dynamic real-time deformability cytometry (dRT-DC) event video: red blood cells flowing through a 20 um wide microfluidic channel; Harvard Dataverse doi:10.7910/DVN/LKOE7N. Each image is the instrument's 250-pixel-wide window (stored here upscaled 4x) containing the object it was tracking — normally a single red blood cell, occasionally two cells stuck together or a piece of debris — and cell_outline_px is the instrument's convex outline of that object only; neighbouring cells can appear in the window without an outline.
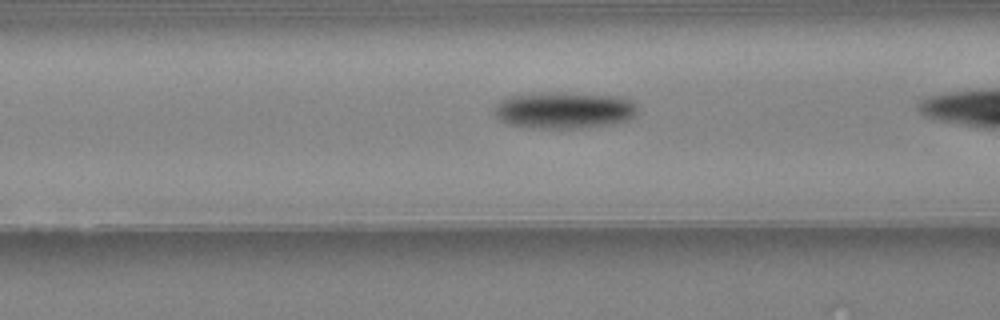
{"species": "Egyptian fruit bat (a non-hibernating species)", "species_latin": "Rousettus aegyptiacus", "temperature_condition": "warm", "stored_images_in_passage": 44, "camera_frame_rate_fps": 3000, "um_per_image_px": 0.085, "animal": {"sex": "female"}, "frame": {"image": 1, "passage_image": 21, "time_ms": 6.667, "image_size_px": [1000, 320], "cell_outline_px": [[636, 112], [628, 120], [612, 124], [580, 128], [540, 128], [508, 124], [500, 120], [496, 116], [492, 108], [504, 96], [528, 92], [584, 92], [620, 96], [636, 104]], "centroid_in_image_um": [47.89, 9.32], "position_along_channel_um": 118.7, "area_um2": 31.39}}
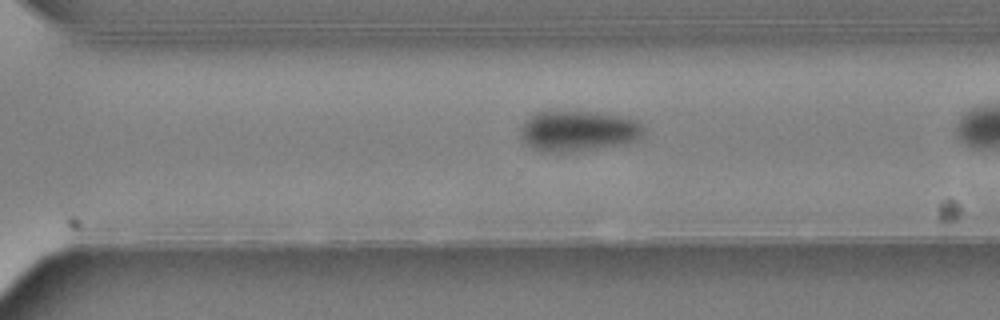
{"frame": {"image": 2, "passage_image": 39, "time_ms": 12.667, "image_size_px": [1000, 320], "cell_outline_px": [[644, 132], [636, 140], [616, 144], [568, 152], [544, 152], [532, 148], [524, 140], [524, 124], [528, 116], [536, 112], [548, 108], [560, 108], [600, 112], [620, 116], [632, 120], [640, 124], [644, 128]], "centroid_in_image_um": [49.09, 11.05], "position_along_channel_um": 321.5, "area_um2": 29.25}}